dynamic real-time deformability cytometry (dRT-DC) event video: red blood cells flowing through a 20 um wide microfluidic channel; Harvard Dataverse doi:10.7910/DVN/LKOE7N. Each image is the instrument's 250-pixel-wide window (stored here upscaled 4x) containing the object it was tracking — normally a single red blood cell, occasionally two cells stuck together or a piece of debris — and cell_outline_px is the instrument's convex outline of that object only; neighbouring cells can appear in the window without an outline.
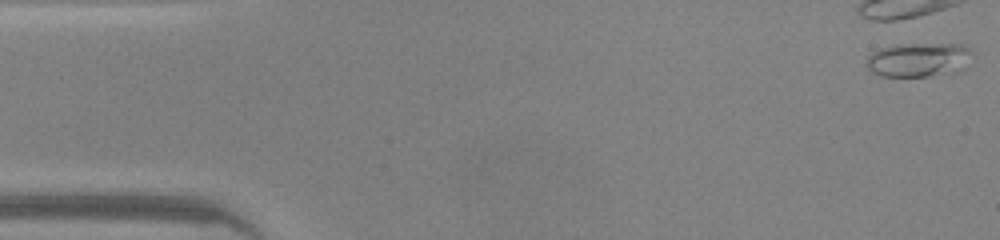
{"species": "common noctule bat (a hibernating species)", "species_latin": "Nyctalus noctula", "temperature_condition": "warm", "stored_images_in_passage": 5, "camera_frame_rate_fps": 3000, "um_per_image_px": 0.085, "animal": {"sex": "male", "body_mass_g": 20.0, "forearm_length_mm": 53.3}, "frame": {"image": 1, "passage_image": 1, "time_ms": 0.0, "image_size_px": [1000, 240], "cell_outline_px": [[968, 68], [964, 72], [928, 76], [880, 76], [872, 72], [868, 68], [868, 56], [872, 52], [880, 48], [896, 44], [964, 44], [968, 48]], "centroid_in_image_um": [78.11, 5.09], "position_along_channel_um": 6.9, "area_um2": 21.21}}